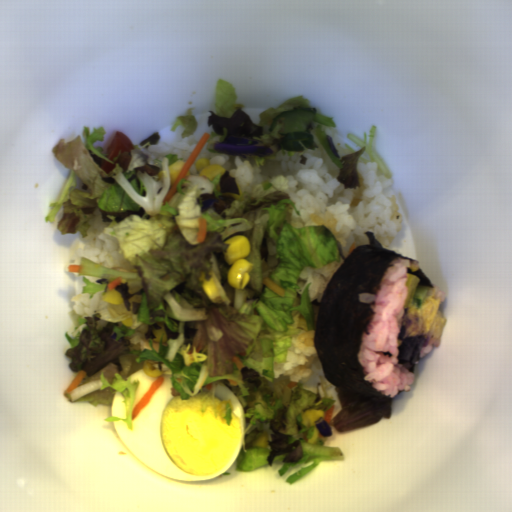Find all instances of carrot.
<instances>
[{
    "instance_id": "1",
    "label": "carrot",
    "mask_w": 512,
    "mask_h": 512,
    "mask_svg": "<svg viewBox=\"0 0 512 512\" xmlns=\"http://www.w3.org/2000/svg\"><path fill=\"white\" fill-rule=\"evenodd\" d=\"M209 139H210L209 132H203L202 135L199 137V139L196 141V143L194 144L192 150L190 151L187 159L185 160L183 166L181 167L179 173L177 174L175 180L173 181L170 189L168 190L166 196L164 197V199L162 201L164 206L174 197V195L177 192V188H178V184H179L180 180L183 177H185L186 174L189 172L192 164L198 157L199 153L201 152V150L203 149V147L205 146L207 141H209Z\"/></svg>"
}]
</instances>
